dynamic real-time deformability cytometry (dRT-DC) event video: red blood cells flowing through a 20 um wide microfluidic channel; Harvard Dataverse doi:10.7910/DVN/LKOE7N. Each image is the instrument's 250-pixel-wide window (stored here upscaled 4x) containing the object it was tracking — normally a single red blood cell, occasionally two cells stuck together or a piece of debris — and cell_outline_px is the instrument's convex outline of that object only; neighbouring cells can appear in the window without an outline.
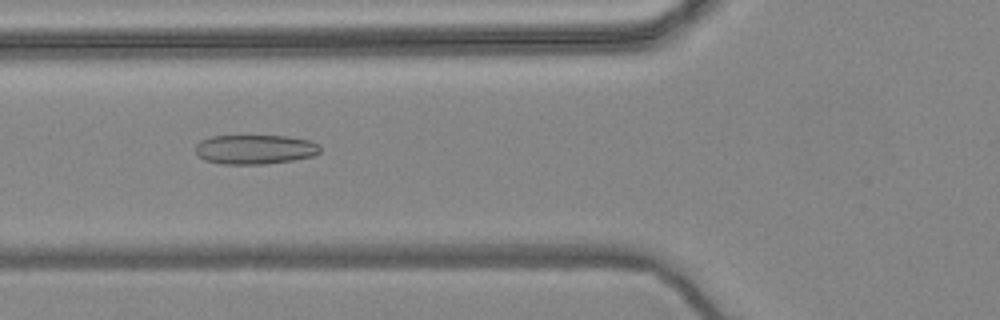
{"species": "common noctule bat (a hibernating species)", "species_latin": "Nyctalus noctula", "temperature_condition": "warm", "stored_images_in_passage": 56, "camera_frame_rate_fps": 3000, "um_per_image_px": 0.085, "animal": {"sex": "female", "body_mass_g": 24.6, "forearm_length_mm": 56.2}, "frame": {"image": 1, "passage_image": 21, "time_ms": 6.667, "image_size_px": [1000, 320], "cell_outline_px": [[320, 152], [312, 156], [292, 160], [264, 164], [220, 164], [204, 160], [196, 156], [196, 144], [200, 140], [212, 136], [288, 136], [312, 140], [320, 144]], "centroid_in_image_um": [21.66, 12.69], "position_along_channel_um": 104.1, "area_um2": 21.62}}
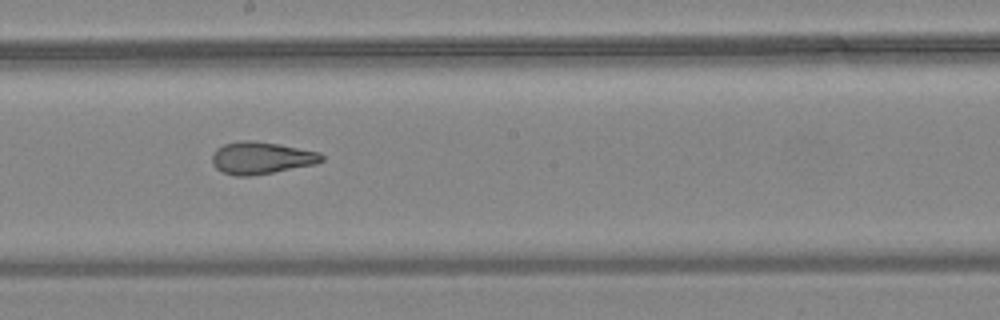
{"frame": {"image": 2, "passage_image": 31, "time_ms": 10.0, "image_size_px": [1000, 320], "cell_outline_px": [[324, 160], [316, 164], [252, 176], [236, 176], [224, 172], [216, 168], [212, 164], [212, 156], [216, 148], [224, 144], [240, 140], [252, 140], [280, 144], [320, 152], [324, 156]], "centroid_in_image_um": [22.22, 13.42], "position_along_channel_um": 226.0, "area_um2": 20.69}}
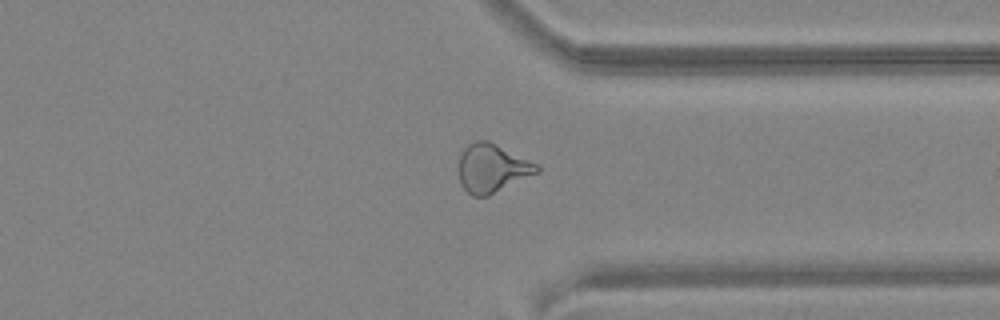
{"frame": {"image": 3, "passage_image": 43, "time_ms": 14.0, "image_size_px": [1000, 320], "cell_outline_px": [[540, 172], [488, 196], [472, 196], [460, 184], [460, 156], [464, 148], [468, 144], [476, 140], [488, 140], [540, 164]], "centroid_in_image_um": [41.88, 14.29], "position_along_channel_um": 369.5, "area_um2": 22.2}, "authors_computed_cell_mechanics": {"area_um2": 23.3512, "velocity_mm_per_s": 3.6434, "shape_relaxation_time_tau1_ms": null, "shape_relaxation_time_tau2_ms": 1.7329, "deformation_change_tau1": null, "deformation_change_tau2": 0.0929}}